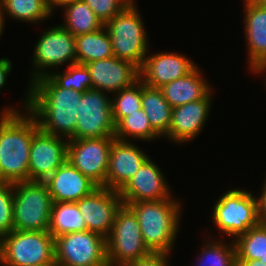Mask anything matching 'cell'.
Returning a JSON list of instances; mask_svg holds the SVG:
<instances>
[{"label": "cell", "instance_id": "6da1fadb", "mask_svg": "<svg viewBox=\"0 0 266 266\" xmlns=\"http://www.w3.org/2000/svg\"><path fill=\"white\" fill-rule=\"evenodd\" d=\"M27 110L46 133L70 139L75 134L82 92L59 87L48 75L27 89Z\"/></svg>", "mask_w": 266, "mask_h": 266}, {"label": "cell", "instance_id": "7a4b0ae2", "mask_svg": "<svg viewBox=\"0 0 266 266\" xmlns=\"http://www.w3.org/2000/svg\"><path fill=\"white\" fill-rule=\"evenodd\" d=\"M23 104L26 108L25 114H21L14 107L5 108L0 114V181L2 182L29 181L30 146L33 134L39 129V125L36 118L27 110V94Z\"/></svg>", "mask_w": 266, "mask_h": 266}, {"label": "cell", "instance_id": "3957f363", "mask_svg": "<svg viewBox=\"0 0 266 266\" xmlns=\"http://www.w3.org/2000/svg\"><path fill=\"white\" fill-rule=\"evenodd\" d=\"M123 203L135 214L149 251L170 254L180 227L181 203L174 199Z\"/></svg>", "mask_w": 266, "mask_h": 266}, {"label": "cell", "instance_id": "277c9868", "mask_svg": "<svg viewBox=\"0 0 266 266\" xmlns=\"http://www.w3.org/2000/svg\"><path fill=\"white\" fill-rule=\"evenodd\" d=\"M52 204L45 182L13 183V230L49 232Z\"/></svg>", "mask_w": 266, "mask_h": 266}, {"label": "cell", "instance_id": "5b68a950", "mask_svg": "<svg viewBox=\"0 0 266 266\" xmlns=\"http://www.w3.org/2000/svg\"><path fill=\"white\" fill-rule=\"evenodd\" d=\"M0 265H56L55 239L49 232L12 230L0 239Z\"/></svg>", "mask_w": 266, "mask_h": 266}, {"label": "cell", "instance_id": "8992f818", "mask_svg": "<svg viewBox=\"0 0 266 266\" xmlns=\"http://www.w3.org/2000/svg\"><path fill=\"white\" fill-rule=\"evenodd\" d=\"M135 5L133 0L104 27L111 38L113 56L129 61L140 69L149 44L142 16Z\"/></svg>", "mask_w": 266, "mask_h": 266}, {"label": "cell", "instance_id": "52a82bcc", "mask_svg": "<svg viewBox=\"0 0 266 266\" xmlns=\"http://www.w3.org/2000/svg\"><path fill=\"white\" fill-rule=\"evenodd\" d=\"M212 213L219 231L233 240L259 224L257 197L243 189L225 192L217 199Z\"/></svg>", "mask_w": 266, "mask_h": 266}, {"label": "cell", "instance_id": "ba28073f", "mask_svg": "<svg viewBox=\"0 0 266 266\" xmlns=\"http://www.w3.org/2000/svg\"><path fill=\"white\" fill-rule=\"evenodd\" d=\"M106 247L109 266H126L151 254L144 244L135 214L126 205L116 214Z\"/></svg>", "mask_w": 266, "mask_h": 266}, {"label": "cell", "instance_id": "9c48e42d", "mask_svg": "<svg viewBox=\"0 0 266 266\" xmlns=\"http://www.w3.org/2000/svg\"><path fill=\"white\" fill-rule=\"evenodd\" d=\"M57 266H109L106 238L96 232H71L55 238Z\"/></svg>", "mask_w": 266, "mask_h": 266}, {"label": "cell", "instance_id": "30bf717a", "mask_svg": "<svg viewBox=\"0 0 266 266\" xmlns=\"http://www.w3.org/2000/svg\"><path fill=\"white\" fill-rule=\"evenodd\" d=\"M107 93L90 89L82 94L75 134L70 139L114 137L116 125Z\"/></svg>", "mask_w": 266, "mask_h": 266}, {"label": "cell", "instance_id": "8fae6325", "mask_svg": "<svg viewBox=\"0 0 266 266\" xmlns=\"http://www.w3.org/2000/svg\"><path fill=\"white\" fill-rule=\"evenodd\" d=\"M33 53L31 59L35 69L31 73L30 83L47 76L52 67L57 68L68 62L69 65L77 63L75 36L62 25L50 27L40 36Z\"/></svg>", "mask_w": 266, "mask_h": 266}, {"label": "cell", "instance_id": "7c38bea8", "mask_svg": "<svg viewBox=\"0 0 266 266\" xmlns=\"http://www.w3.org/2000/svg\"><path fill=\"white\" fill-rule=\"evenodd\" d=\"M114 138L68 139L67 161L98 187H105Z\"/></svg>", "mask_w": 266, "mask_h": 266}, {"label": "cell", "instance_id": "4fadbf2b", "mask_svg": "<svg viewBox=\"0 0 266 266\" xmlns=\"http://www.w3.org/2000/svg\"><path fill=\"white\" fill-rule=\"evenodd\" d=\"M68 139L43 132L33 134L29 152V181L44 182L67 161Z\"/></svg>", "mask_w": 266, "mask_h": 266}, {"label": "cell", "instance_id": "5bb4252c", "mask_svg": "<svg viewBox=\"0 0 266 266\" xmlns=\"http://www.w3.org/2000/svg\"><path fill=\"white\" fill-rule=\"evenodd\" d=\"M76 204L82 213L87 230L105 238L110 235L116 214L124 205L119 191L106 187H97Z\"/></svg>", "mask_w": 266, "mask_h": 266}, {"label": "cell", "instance_id": "9a60e30c", "mask_svg": "<svg viewBox=\"0 0 266 266\" xmlns=\"http://www.w3.org/2000/svg\"><path fill=\"white\" fill-rule=\"evenodd\" d=\"M163 172L149 157L119 191L123 202L159 201L171 198L170 188L167 185Z\"/></svg>", "mask_w": 266, "mask_h": 266}, {"label": "cell", "instance_id": "2e32d148", "mask_svg": "<svg viewBox=\"0 0 266 266\" xmlns=\"http://www.w3.org/2000/svg\"><path fill=\"white\" fill-rule=\"evenodd\" d=\"M92 78V89L114 95L140 79L139 68L115 56L85 64Z\"/></svg>", "mask_w": 266, "mask_h": 266}, {"label": "cell", "instance_id": "e0dca14e", "mask_svg": "<svg viewBox=\"0 0 266 266\" xmlns=\"http://www.w3.org/2000/svg\"><path fill=\"white\" fill-rule=\"evenodd\" d=\"M132 143L131 140L113 139L106 174V188L120 191L149 158L142 149Z\"/></svg>", "mask_w": 266, "mask_h": 266}, {"label": "cell", "instance_id": "ac0fdd59", "mask_svg": "<svg viewBox=\"0 0 266 266\" xmlns=\"http://www.w3.org/2000/svg\"><path fill=\"white\" fill-rule=\"evenodd\" d=\"M196 64L179 53L163 52L152 54L144 59L139 69L140 80L148 87L161 88L190 73Z\"/></svg>", "mask_w": 266, "mask_h": 266}, {"label": "cell", "instance_id": "d6986e66", "mask_svg": "<svg viewBox=\"0 0 266 266\" xmlns=\"http://www.w3.org/2000/svg\"><path fill=\"white\" fill-rule=\"evenodd\" d=\"M244 32L251 71L266 72V3L245 0Z\"/></svg>", "mask_w": 266, "mask_h": 266}, {"label": "cell", "instance_id": "ffe728a7", "mask_svg": "<svg viewBox=\"0 0 266 266\" xmlns=\"http://www.w3.org/2000/svg\"><path fill=\"white\" fill-rule=\"evenodd\" d=\"M212 92L204 99L172 108L171 125L165 136L173 143H188L198 136L209 116Z\"/></svg>", "mask_w": 266, "mask_h": 266}, {"label": "cell", "instance_id": "44dd1931", "mask_svg": "<svg viewBox=\"0 0 266 266\" xmlns=\"http://www.w3.org/2000/svg\"><path fill=\"white\" fill-rule=\"evenodd\" d=\"M44 182L53 202H77L98 187L68 161Z\"/></svg>", "mask_w": 266, "mask_h": 266}, {"label": "cell", "instance_id": "7402d4cb", "mask_svg": "<svg viewBox=\"0 0 266 266\" xmlns=\"http://www.w3.org/2000/svg\"><path fill=\"white\" fill-rule=\"evenodd\" d=\"M201 75L200 68L196 66L187 75L165 84L159 89L172 108L198 101L206 98L212 92L209 83Z\"/></svg>", "mask_w": 266, "mask_h": 266}, {"label": "cell", "instance_id": "603a6c76", "mask_svg": "<svg viewBox=\"0 0 266 266\" xmlns=\"http://www.w3.org/2000/svg\"><path fill=\"white\" fill-rule=\"evenodd\" d=\"M141 106L146 113L152 129L165 137L171 125L172 107L159 88L146 86L141 81Z\"/></svg>", "mask_w": 266, "mask_h": 266}, {"label": "cell", "instance_id": "cb8c5ba5", "mask_svg": "<svg viewBox=\"0 0 266 266\" xmlns=\"http://www.w3.org/2000/svg\"><path fill=\"white\" fill-rule=\"evenodd\" d=\"M75 47L79 64L85 65L113 56L111 38L104 26L97 31L76 36Z\"/></svg>", "mask_w": 266, "mask_h": 266}, {"label": "cell", "instance_id": "d4e9b609", "mask_svg": "<svg viewBox=\"0 0 266 266\" xmlns=\"http://www.w3.org/2000/svg\"><path fill=\"white\" fill-rule=\"evenodd\" d=\"M83 231H87V226L76 202H53L49 233L54 239L67 233Z\"/></svg>", "mask_w": 266, "mask_h": 266}, {"label": "cell", "instance_id": "484cf974", "mask_svg": "<svg viewBox=\"0 0 266 266\" xmlns=\"http://www.w3.org/2000/svg\"><path fill=\"white\" fill-rule=\"evenodd\" d=\"M64 11L65 24L62 26L75 37L97 31L104 26L84 0L64 6Z\"/></svg>", "mask_w": 266, "mask_h": 266}, {"label": "cell", "instance_id": "4316f807", "mask_svg": "<svg viewBox=\"0 0 266 266\" xmlns=\"http://www.w3.org/2000/svg\"><path fill=\"white\" fill-rule=\"evenodd\" d=\"M4 15L27 23H38L52 14L48 0H0Z\"/></svg>", "mask_w": 266, "mask_h": 266}, {"label": "cell", "instance_id": "83f0119b", "mask_svg": "<svg viewBox=\"0 0 266 266\" xmlns=\"http://www.w3.org/2000/svg\"><path fill=\"white\" fill-rule=\"evenodd\" d=\"M237 260L259 259L266 263V225L258 224L235 240Z\"/></svg>", "mask_w": 266, "mask_h": 266}, {"label": "cell", "instance_id": "f1b7e54d", "mask_svg": "<svg viewBox=\"0 0 266 266\" xmlns=\"http://www.w3.org/2000/svg\"><path fill=\"white\" fill-rule=\"evenodd\" d=\"M114 137L123 141H129V138L150 141L160 136L152 129L146 113L141 108L124 117L116 125Z\"/></svg>", "mask_w": 266, "mask_h": 266}, {"label": "cell", "instance_id": "f546056e", "mask_svg": "<svg viewBox=\"0 0 266 266\" xmlns=\"http://www.w3.org/2000/svg\"><path fill=\"white\" fill-rule=\"evenodd\" d=\"M224 244L221 241L212 240L206 242L199 256L198 266H237V253L234 240Z\"/></svg>", "mask_w": 266, "mask_h": 266}, {"label": "cell", "instance_id": "4dcf8cb0", "mask_svg": "<svg viewBox=\"0 0 266 266\" xmlns=\"http://www.w3.org/2000/svg\"><path fill=\"white\" fill-rule=\"evenodd\" d=\"M116 97L111 99L112 116L115 125L124 117L140 110L141 106V80L132 86L116 92Z\"/></svg>", "mask_w": 266, "mask_h": 266}, {"label": "cell", "instance_id": "1f68e13d", "mask_svg": "<svg viewBox=\"0 0 266 266\" xmlns=\"http://www.w3.org/2000/svg\"><path fill=\"white\" fill-rule=\"evenodd\" d=\"M48 76L61 88L74 89L84 93L92 89V78L84 64L75 63L68 65L65 72H50Z\"/></svg>", "mask_w": 266, "mask_h": 266}, {"label": "cell", "instance_id": "d6a6232c", "mask_svg": "<svg viewBox=\"0 0 266 266\" xmlns=\"http://www.w3.org/2000/svg\"><path fill=\"white\" fill-rule=\"evenodd\" d=\"M13 230V183L0 181V239Z\"/></svg>", "mask_w": 266, "mask_h": 266}, {"label": "cell", "instance_id": "836d02e7", "mask_svg": "<svg viewBox=\"0 0 266 266\" xmlns=\"http://www.w3.org/2000/svg\"><path fill=\"white\" fill-rule=\"evenodd\" d=\"M96 14L97 18L105 25L114 16L121 12L133 0H84Z\"/></svg>", "mask_w": 266, "mask_h": 266}, {"label": "cell", "instance_id": "e575fe53", "mask_svg": "<svg viewBox=\"0 0 266 266\" xmlns=\"http://www.w3.org/2000/svg\"><path fill=\"white\" fill-rule=\"evenodd\" d=\"M169 254L164 253H151L149 256L128 263L126 266H169L168 265Z\"/></svg>", "mask_w": 266, "mask_h": 266}, {"label": "cell", "instance_id": "d590c367", "mask_svg": "<svg viewBox=\"0 0 266 266\" xmlns=\"http://www.w3.org/2000/svg\"><path fill=\"white\" fill-rule=\"evenodd\" d=\"M257 196L258 200V220L259 224L266 225V179L262 187V192Z\"/></svg>", "mask_w": 266, "mask_h": 266}, {"label": "cell", "instance_id": "8d00e7d4", "mask_svg": "<svg viewBox=\"0 0 266 266\" xmlns=\"http://www.w3.org/2000/svg\"><path fill=\"white\" fill-rule=\"evenodd\" d=\"M12 70V63L11 60L8 58H1L0 59V89L3 88L6 84L7 76Z\"/></svg>", "mask_w": 266, "mask_h": 266}, {"label": "cell", "instance_id": "74e56055", "mask_svg": "<svg viewBox=\"0 0 266 266\" xmlns=\"http://www.w3.org/2000/svg\"><path fill=\"white\" fill-rule=\"evenodd\" d=\"M79 1H82V0H48V4H49V8L51 10V12H53L54 8L55 7H64L68 4H71V3H76V2H79Z\"/></svg>", "mask_w": 266, "mask_h": 266}, {"label": "cell", "instance_id": "f35d334b", "mask_svg": "<svg viewBox=\"0 0 266 266\" xmlns=\"http://www.w3.org/2000/svg\"><path fill=\"white\" fill-rule=\"evenodd\" d=\"M237 266H266V263H263L259 259H256V260H237Z\"/></svg>", "mask_w": 266, "mask_h": 266}, {"label": "cell", "instance_id": "ab89813d", "mask_svg": "<svg viewBox=\"0 0 266 266\" xmlns=\"http://www.w3.org/2000/svg\"><path fill=\"white\" fill-rule=\"evenodd\" d=\"M6 16H4V11H3V6H2V3H1V1H0V37H1V34H3V30H4V18H5Z\"/></svg>", "mask_w": 266, "mask_h": 266}, {"label": "cell", "instance_id": "60d3db41", "mask_svg": "<svg viewBox=\"0 0 266 266\" xmlns=\"http://www.w3.org/2000/svg\"><path fill=\"white\" fill-rule=\"evenodd\" d=\"M249 1L266 2V0H249Z\"/></svg>", "mask_w": 266, "mask_h": 266}]
</instances>
